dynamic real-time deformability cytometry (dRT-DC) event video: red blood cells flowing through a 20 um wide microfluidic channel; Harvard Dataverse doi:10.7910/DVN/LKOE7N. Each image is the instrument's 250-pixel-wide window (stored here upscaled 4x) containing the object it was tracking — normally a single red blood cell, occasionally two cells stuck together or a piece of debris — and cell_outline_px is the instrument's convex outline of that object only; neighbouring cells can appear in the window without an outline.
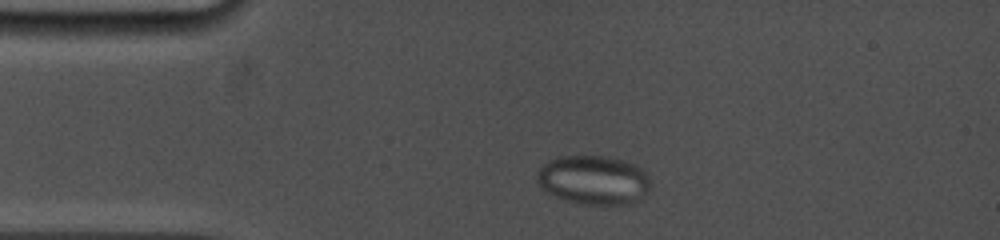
{"species": "common noctule bat (a hibernating species)", "species_latin": "Nyctalus noctula", "temperature_condition": "cold", "stored_images_in_passage": 6, "camera_frame_rate_fps": 5000, "um_per_image_px": 0.085, "animal": {"sex": "female", "body_mass_g": 19.0, "forearm_length_mm": 53.3}, "frame": {"image": 1, "passage_image": 1, "time_ms": 0.0, "image_size_px": [1000, 240], "cell_outline_px": [[652, 184], [644, 196], [640, 200], [632, 204], [580, 204], [556, 196], [540, 188], [536, 180], [536, 176], [540, 168], [548, 160], [560, 156], [604, 156], [620, 160], [632, 164], [640, 168], [648, 176]], "centroid_in_image_um": [50.45, 15.31], "position_along_channel_um": 34.5, "area_um2": 32.43}}
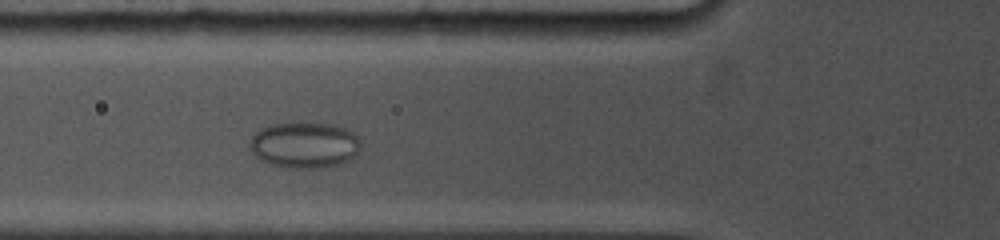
{"frame": {"image": 2, "passage_image": 6, "time_ms": 3.0, "image_size_px": [1000, 240], "cell_outline_px": [[360, 148], [356, 156], [340, 164], [320, 168], [288, 168], [268, 164], [260, 160], [248, 148], [248, 140], [260, 128], [272, 124], [336, 124], [348, 128], [360, 136]], "centroid_in_image_um": [25.89, 12.34], "position_along_channel_um": 99.9, "area_um2": 30.17}}